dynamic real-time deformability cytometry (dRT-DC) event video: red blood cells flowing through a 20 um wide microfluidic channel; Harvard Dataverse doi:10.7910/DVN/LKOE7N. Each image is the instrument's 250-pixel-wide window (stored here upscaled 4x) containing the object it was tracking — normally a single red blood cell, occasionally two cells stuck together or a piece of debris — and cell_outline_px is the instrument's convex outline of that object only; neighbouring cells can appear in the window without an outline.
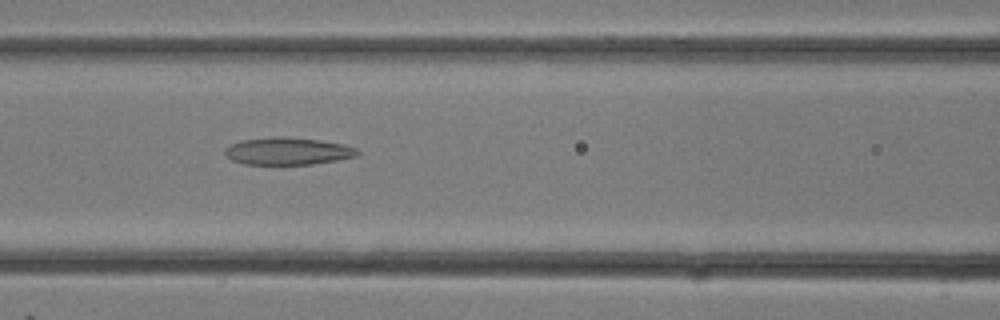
{"species": "common noctule bat (a hibernating species)", "species_latin": "Nyctalus noctula", "temperature_condition": "room temperature", "stored_images_in_passage": 9, "camera_frame_rate_fps": 3000, "um_per_image_px": 0.085, "animal": {"sex": "female"}, "frame": {"image": 1, "passage_image": 4, "time_ms": 1.0, "image_size_px": [1000, 320], "cell_outline_px": [[360, 152], [356, 156], [336, 160], [312, 164], [244, 164], [232, 160], [224, 152], [224, 148], [228, 144], [240, 140], [320, 140], [340, 144], [356, 148]], "centroid_in_image_um": [24.44, 12.9], "position_along_channel_um": 142.2, "area_um2": 19.83}}
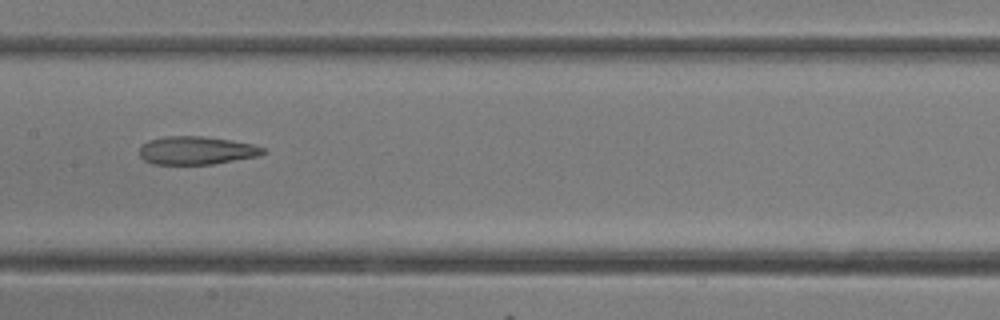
{"frame": {"image": 2, "passage_image": 6, "time_ms": 1.667, "image_size_px": [1000, 320], "cell_outline_px": [[268, 152], [260, 156], [212, 164], [152, 164], [144, 160], [140, 156], [140, 144], [148, 140], [164, 136], [200, 136], [228, 140], [252, 144], [264, 148]], "centroid_in_image_um": [16.68, 12.79], "position_along_channel_um": 190.7, "area_um2": 20.35}}
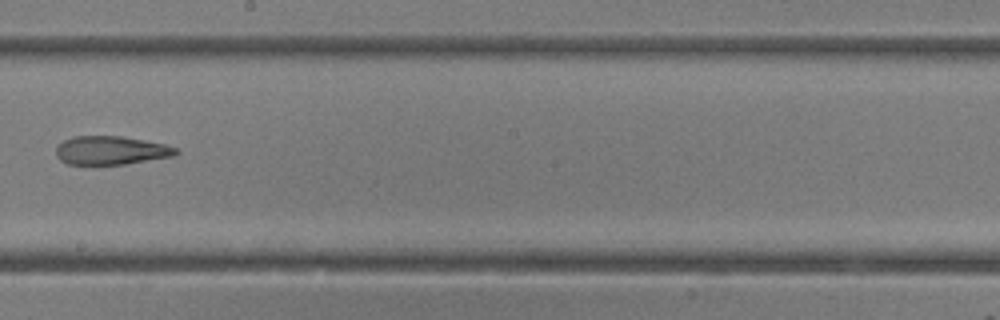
{"frame": {"image": 3, "passage_image": 8, "time_ms": 2.333, "image_size_px": [1000, 320], "cell_outline_px": [[180, 152], [172, 156], [124, 164], [92, 168], [68, 164], [60, 160], [56, 156], [56, 148], [64, 140], [72, 136], [120, 136], [144, 140], [164, 144], [176, 148]], "centroid_in_image_um": [9.35, 12.83], "position_along_channel_um": 238.8, "area_um2": 20.58}}